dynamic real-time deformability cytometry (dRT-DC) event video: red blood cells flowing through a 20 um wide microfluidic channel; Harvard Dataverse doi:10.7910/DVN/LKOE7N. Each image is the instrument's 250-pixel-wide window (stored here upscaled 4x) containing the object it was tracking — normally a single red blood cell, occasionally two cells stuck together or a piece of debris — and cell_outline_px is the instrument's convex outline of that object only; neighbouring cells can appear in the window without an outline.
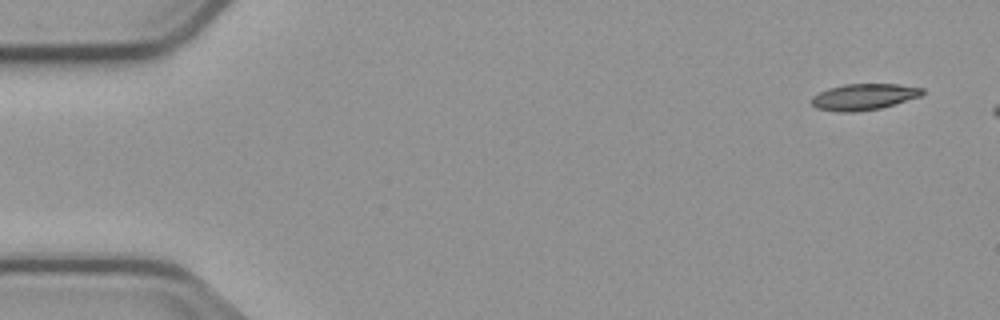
{"species": "common noctule bat (a hibernating species)", "species_latin": "Nyctalus noctula", "temperature_condition": "cold", "stored_images_in_passage": 4, "camera_frame_rate_fps": 3000, "um_per_image_px": 0.085, "animal": {"sex": "male", "body_mass_g": 23.1, "forearm_length_mm": 52.7}, "frame": {"image": 1, "passage_image": 4, "time_ms": 3.333, "image_size_px": [1000, 320], "cell_outline_px": [[924, 92], [920, 96], [880, 108], [856, 112], [836, 112], [816, 108], [812, 104], [812, 96], [828, 88], [844, 84], [896, 84], [924, 88]], "centroid_in_image_um": [73.4, 8.23], "position_along_channel_um": 11.6, "area_um2": 16.88}}